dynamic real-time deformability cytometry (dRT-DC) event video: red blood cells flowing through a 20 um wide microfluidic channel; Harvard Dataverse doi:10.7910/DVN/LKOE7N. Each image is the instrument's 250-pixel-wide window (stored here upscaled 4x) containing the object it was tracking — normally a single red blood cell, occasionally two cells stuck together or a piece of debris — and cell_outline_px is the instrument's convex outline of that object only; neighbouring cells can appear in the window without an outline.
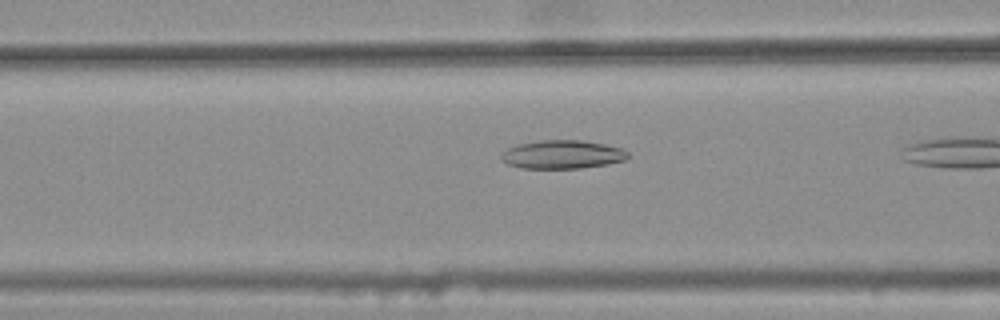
{"species": "common noctule bat (a hibernating species)", "species_latin": "Nyctalus noctula", "temperature_condition": "warm", "stored_images_in_passage": 4, "camera_frame_rate_fps": 3000, "um_per_image_px": 0.085, "animal": {"sex": "female", "body_mass_g": 25.1}, "frame": {"image": 1, "passage_image": 3, "time_ms": 0.667, "image_size_px": [1000, 320], "cell_outline_px": [[628, 156], [624, 160], [608, 164], [580, 168], [520, 168], [508, 164], [500, 156], [508, 148], [516, 144], [540, 140], [584, 140], [624, 148], [628, 152]], "centroid_in_image_um": [47.82, 13.12], "position_along_channel_um": 118.8, "area_um2": 21.04}}